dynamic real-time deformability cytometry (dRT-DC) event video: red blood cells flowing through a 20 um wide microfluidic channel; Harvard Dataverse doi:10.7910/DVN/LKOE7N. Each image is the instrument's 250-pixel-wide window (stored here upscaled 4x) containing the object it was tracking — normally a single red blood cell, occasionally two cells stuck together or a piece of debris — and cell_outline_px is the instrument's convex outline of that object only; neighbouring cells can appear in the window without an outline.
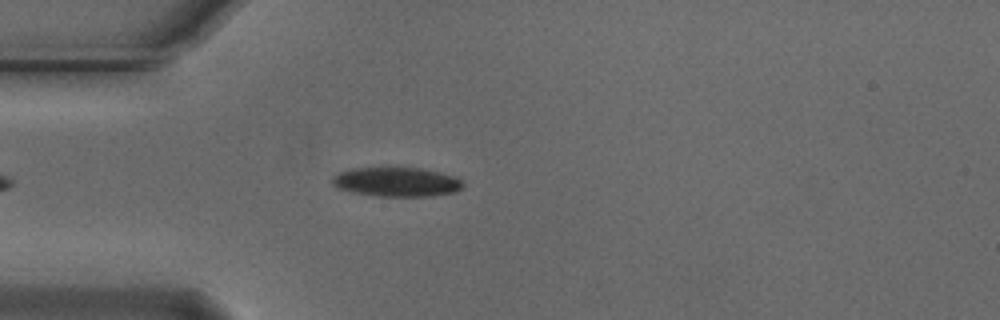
{"species": "Egyptian fruit bat (a non-hibernating species)", "species_latin": "Rousettus aegyptiacus", "temperature_condition": "cold", "stored_images_in_passage": 30, "camera_frame_rate_fps": 3000, "um_per_image_px": 0.085, "animal": {"sex": "male"}, "frame": {"image": 1, "passage_image": 5, "time_ms": 1.333, "image_size_px": [1000, 320], "cell_outline_px": [[464, 184], [456, 192], [432, 196], [376, 196], [352, 192], [336, 188], [332, 184], [332, 176], [340, 172], [352, 168], [420, 168], [440, 172], [456, 176]], "centroid_in_image_um": [33.7, 15.47], "position_along_channel_um": 51.3, "area_um2": 22.37}}
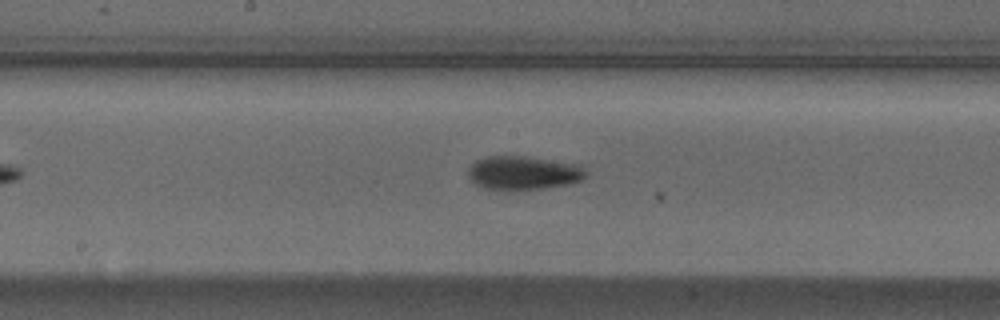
{"frame": {"image": 2, "passage_image": 18, "time_ms": 5.667, "image_size_px": [1000, 320], "cell_outline_px": [[588, 176], [580, 180], [568, 184], [540, 188], [508, 192], [484, 188], [472, 184], [468, 176], [468, 168], [476, 160], [484, 156], [524, 156], [572, 164], [588, 172]], "centroid_in_image_um": [44.37, 14.73], "position_along_channel_um": 203.8, "area_um2": 23.29}}
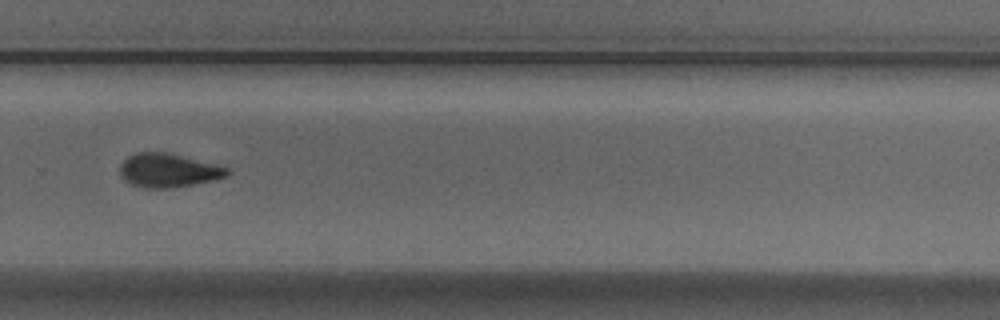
{"frame": {"image": 3, "passage_image": 27, "time_ms": 8.667, "image_size_px": [1000, 320], "cell_outline_px": [[232, 172], [228, 176], [212, 180], [172, 188], [144, 188], [132, 184], [124, 180], [120, 176], [120, 164], [128, 156], [136, 152], [164, 152], [232, 168]], "centroid_in_image_um": [14.31, 14.49], "position_along_channel_um": 315.5, "area_um2": 21.1}}